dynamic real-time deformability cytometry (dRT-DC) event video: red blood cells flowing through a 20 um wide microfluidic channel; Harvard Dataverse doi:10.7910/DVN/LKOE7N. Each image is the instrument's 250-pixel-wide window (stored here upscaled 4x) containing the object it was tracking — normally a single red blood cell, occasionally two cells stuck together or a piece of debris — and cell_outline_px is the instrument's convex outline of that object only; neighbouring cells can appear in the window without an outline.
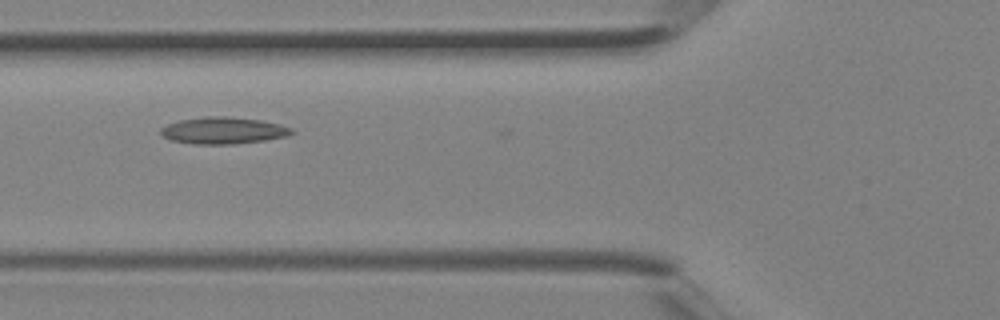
{"species": "Egyptian fruit bat (a non-hibernating species)", "species_latin": "Rousettus aegyptiacus", "temperature_condition": "room temperature", "stored_images_in_passage": 4, "camera_frame_rate_fps": 3000, "um_per_image_px": 0.085, "animal": {"sex": "female"}, "frame": {"image": 1, "passage_image": 3, "time_ms": 0.667, "image_size_px": [1000, 320], "cell_outline_px": [[296, 132], [288, 136], [264, 140], [236, 144], [192, 144], [172, 140], [164, 136], [160, 132], [160, 128], [168, 124], [180, 120], [204, 116], [224, 116], [260, 120], [280, 124], [292, 128]], "centroid_in_image_um": [19.0, 11.09], "position_along_channel_um": 106.8, "area_um2": 20.46}}
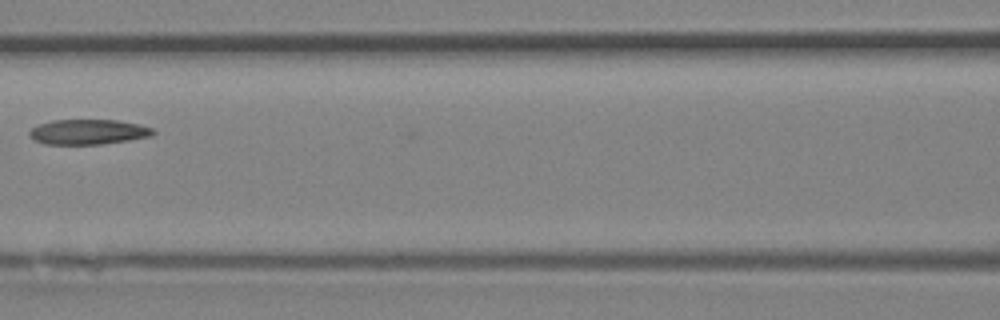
{"frame": {"image": 2, "passage_image": 4, "time_ms": 1.0, "image_size_px": [1000, 320], "cell_outline_px": [[156, 132], [152, 136], [104, 144], [44, 144], [28, 136], [28, 132], [36, 124], [52, 120], [120, 120], [140, 124], [152, 128]], "centroid_in_image_um": [7.49, 11.2], "position_along_channel_um": 159.1, "area_um2": 18.26}}